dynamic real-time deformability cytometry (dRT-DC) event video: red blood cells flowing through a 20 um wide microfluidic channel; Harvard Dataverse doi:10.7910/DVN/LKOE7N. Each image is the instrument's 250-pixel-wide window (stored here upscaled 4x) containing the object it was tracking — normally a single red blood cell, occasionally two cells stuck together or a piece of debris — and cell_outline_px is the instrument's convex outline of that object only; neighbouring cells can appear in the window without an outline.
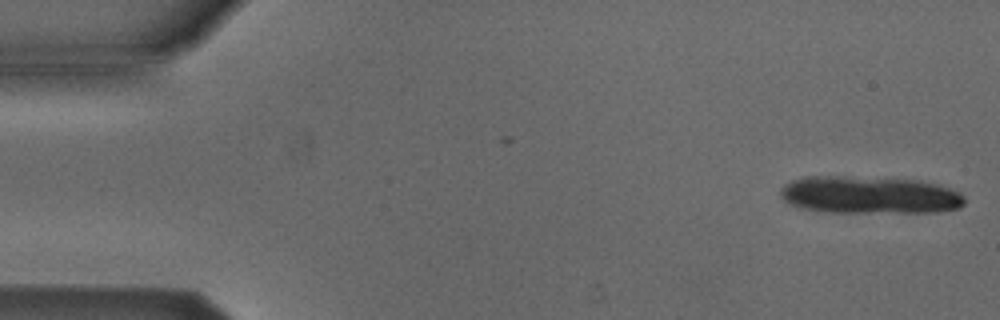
{"species": "Egyptian fruit bat (a non-hibernating species)", "species_latin": "Rousettus aegyptiacus", "temperature_condition": "cold", "stored_images_in_passage": 12, "camera_frame_rate_fps": 3000, "um_per_image_px": 0.085, "animal": {"sex": "male"}, "frame": {"image": 1, "passage_image": 1, "time_ms": 0.0, "image_size_px": [1000, 320], "cell_outline_px": [[964, 204], [960, 208], [936, 212], [828, 212], [804, 208], [792, 204], [784, 200], [780, 196], [780, 188], [784, 184], [792, 180], [812, 176], [840, 176], [920, 180], [936, 184], [960, 192], [964, 196]], "centroid_in_image_um": [73.92, 16.57], "position_along_channel_um": 11.1, "area_um2": 40.11}}